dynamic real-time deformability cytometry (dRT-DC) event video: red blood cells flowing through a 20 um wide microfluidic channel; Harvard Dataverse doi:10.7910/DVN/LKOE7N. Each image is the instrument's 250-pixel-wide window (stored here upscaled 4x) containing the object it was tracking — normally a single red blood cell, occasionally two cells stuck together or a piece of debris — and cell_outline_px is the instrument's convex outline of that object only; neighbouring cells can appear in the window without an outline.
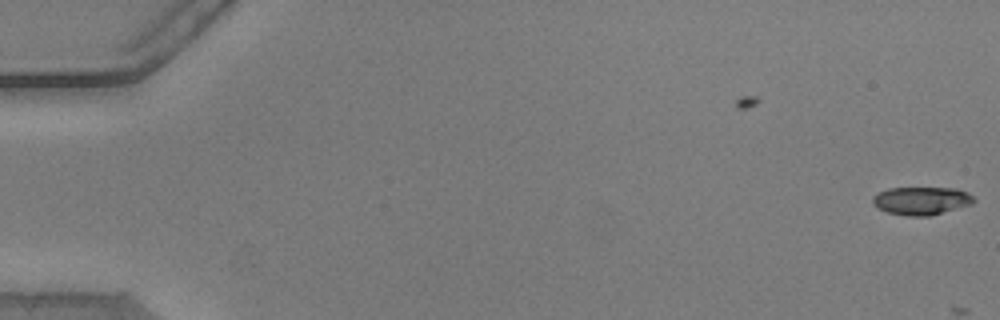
{"species": "common noctule bat (a hibernating species)", "species_latin": "Nyctalus noctula", "temperature_condition": "warm", "stored_images_in_passage": 5, "camera_frame_rate_fps": 3000, "um_per_image_px": 0.085, "animal": {"sex": "male", "body_mass_g": 20.5, "forearm_length_mm": 52.5}, "frame": {"image": 1, "passage_image": 5, "time_ms": 1.333, "image_size_px": [1000, 320], "cell_outline_px": [[976, 200], [972, 204], [928, 216], [908, 216], [888, 212], [876, 208], [872, 204], [872, 196], [888, 188], [956, 188], [968, 192]], "centroid_in_image_um": [78.3, 17.06], "position_along_channel_um": 6.7, "area_um2": 16.53}}